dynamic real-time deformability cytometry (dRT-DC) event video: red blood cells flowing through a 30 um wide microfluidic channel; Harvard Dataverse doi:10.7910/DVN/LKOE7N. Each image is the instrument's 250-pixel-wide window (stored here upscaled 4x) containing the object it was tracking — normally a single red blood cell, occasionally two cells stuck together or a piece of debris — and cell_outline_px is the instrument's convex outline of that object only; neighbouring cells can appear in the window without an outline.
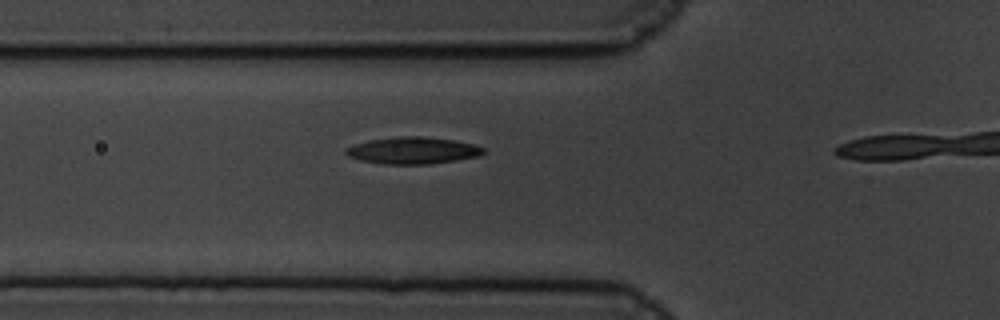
{"species": "common noctule bat (a hibernating species)", "species_latin": "Nyctalus noctula", "temperature_condition": "cold", "stored_images_in_passage": 19, "camera_frame_rate_fps": 3000, "um_per_image_px": 0.085, "animal": {"sex": "male", "body_mass_g": 19.5, "forearm_length_mm": 54.6}, "frame": {"image": 1, "passage_image": 14, "time_ms": 4.333, "image_size_px": [1000, 320], "cell_outline_px": [[488, 152], [480, 156], [456, 160], [428, 164], [380, 164], [360, 160], [348, 156], [344, 152], [344, 148], [368, 140], [400, 136], [420, 136], [452, 140], [472, 144], [484, 148]], "centroid_in_image_um": [35.08, 12.8], "position_along_channel_um": 90.7, "area_um2": 21.56}}